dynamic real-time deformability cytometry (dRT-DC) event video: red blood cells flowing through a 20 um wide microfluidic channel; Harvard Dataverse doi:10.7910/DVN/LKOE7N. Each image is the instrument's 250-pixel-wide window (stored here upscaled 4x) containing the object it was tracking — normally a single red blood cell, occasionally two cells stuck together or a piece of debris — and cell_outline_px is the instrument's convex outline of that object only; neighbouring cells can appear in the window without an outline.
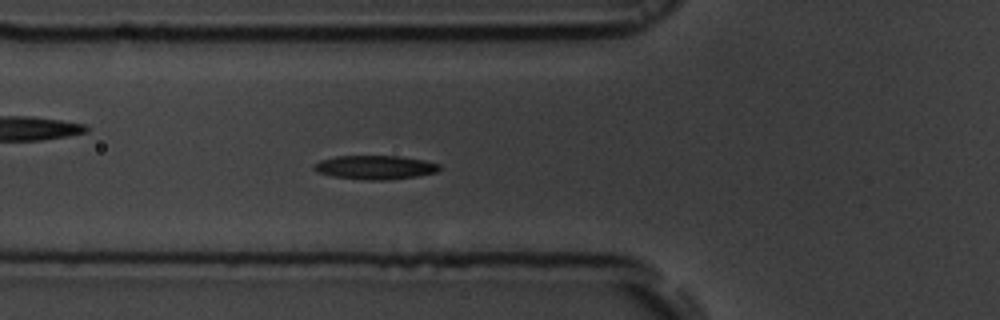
{"species": "common noctule bat (a hibernating species)", "species_latin": "Nyctalus noctula", "temperature_condition": "room temperature", "stored_images_in_passage": 56, "camera_frame_rate_fps": 3000, "um_per_image_px": 0.085, "animal": {"sex": "male", "body_mass_g": 19.5, "forearm_length_mm": 54.6}, "frame": {"image": 1, "passage_image": 20, "time_ms": 6.333, "image_size_px": [1000, 320], "cell_outline_px": [[440, 168], [436, 172], [416, 176], [388, 180], [368, 180], [332, 176], [316, 172], [312, 168], [312, 164], [320, 160], [336, 156], [400, 156], [424, 160], [440, 164]], "centroid_in_image_um": [31.84, 14.22], "position_along_channel_um": 94.0, "area_um2": 17.51}}
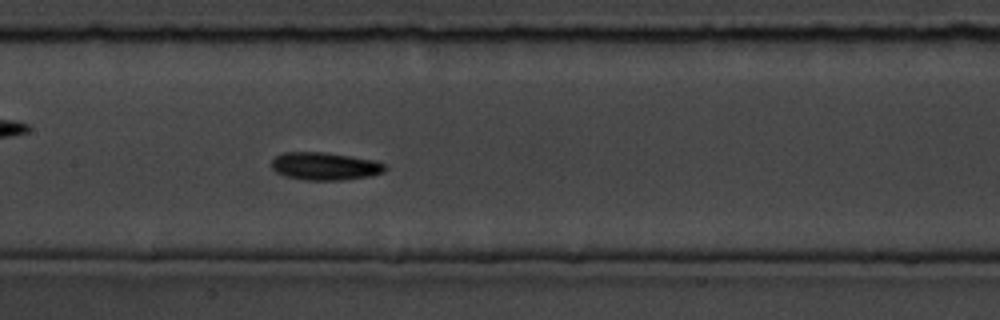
{"frame": {"image": 2, "passage_image": 27, "time_ms": 8.667, "image_size_px": [1000, 320], "cell_outline_px": [[388, 168], [384, 172], [368, 176], [344, 180], [304, 180], [284, 176], [276, 172], [272, 168], [272, 160], [276, 156], [284, 152], [324, 152], [376, 160], [384, 164]], "centroid_in_image_um": [27.62, 14.13], "position_along_channel_um": 179.8, "area_um2": 18.44}}
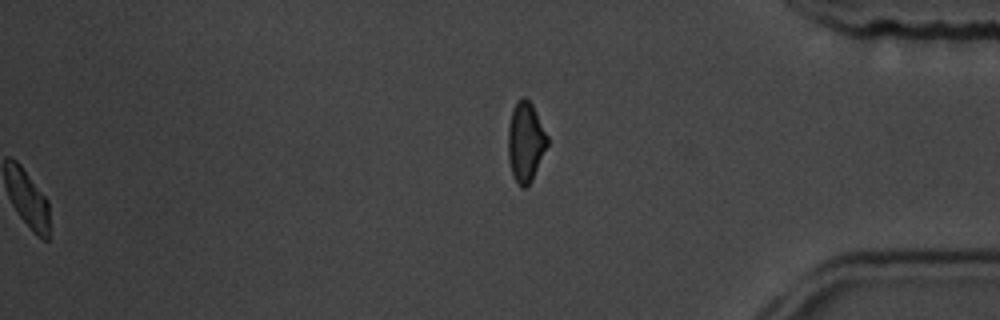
{"frame": {"image": 3, "passage_image": 56, "time_ms": 18.333, "image_size_px": [1000, 320], "cell_outline_px": [[548, 144], [532, 180], [524, 188], [520, 188], [512, 172], [508, 160], [508, 128], [512, 108], [524, 96], [532, 104], [548, 136]], "centroid_in_image_um": [44.67, 12.07], "position_along_channel_um": 390.5, "area_um2": 18.09}, "authors_computed_cell_mechanics": {"area_um2": 17.2822, "velocity_mm_per_s": 3.6814, "shape_relaxation_time_tau1_ms": 2.7977, "shape_relaxation_time_tau2_ms": null, "deformation_change_tau1": 0.104, "deformation_change_tau2": null}}